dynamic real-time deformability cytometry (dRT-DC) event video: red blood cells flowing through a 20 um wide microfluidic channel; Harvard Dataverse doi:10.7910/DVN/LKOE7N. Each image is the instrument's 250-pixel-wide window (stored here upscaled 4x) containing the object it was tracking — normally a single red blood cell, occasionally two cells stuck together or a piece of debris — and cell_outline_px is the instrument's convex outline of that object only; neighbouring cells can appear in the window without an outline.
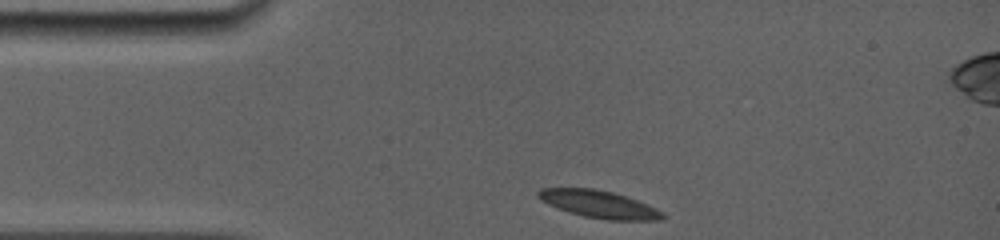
{"species": "common noctule bat (a hibernating species)", "species_latin": "Nyctalus noctula", "temperature_condition": "room temperature", "stored_images_in_passage": 14, "camera_frame_rate_fps": 5000, "um_per_image_px": 0.085, "animal": {"sex": "female", "body_mass_g": 19.0, "forearm_length_mm": 56.7}, "frame": {"image": 1, "passage_image": 1, "time_ms": 0.0, "image_size_px": [1000, 240], "cell_outline_px": [[668, 216], [660, 220], [608, 220], [584, 216], [568, 212], [556, 208], [540, 200], [536, 196], [536, 192], [540, 188], [592, 188], [612, 192], [636, 200], [656, 208], [664, 212]], "centroid_in_image_um": [50.89, 17.36], "position_along_channel_um": 34.1, "area_um2": 19.94}}
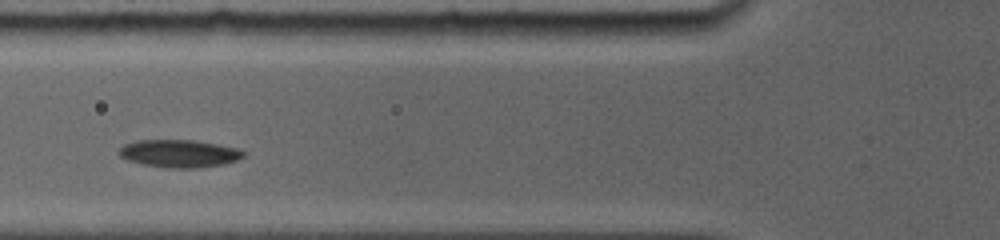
{"frame": {"image": 2, "passage_image": 9, "time_ms": 2.8, "image_size_px": [1000, 240], "cell_outline_px": [[244, 156], [236, 160], [224, 164], [200, 168], [164, 168], [144, 164], [128, 160], [120, 156], [116, 152], [124, 144], [136, 140], [196, 140], [240, 148], [244, 152]], "centroid_in_image_um": [15.24, 13.04], "position_along_channel_um": 110.6, "area_um2": 20.29}}
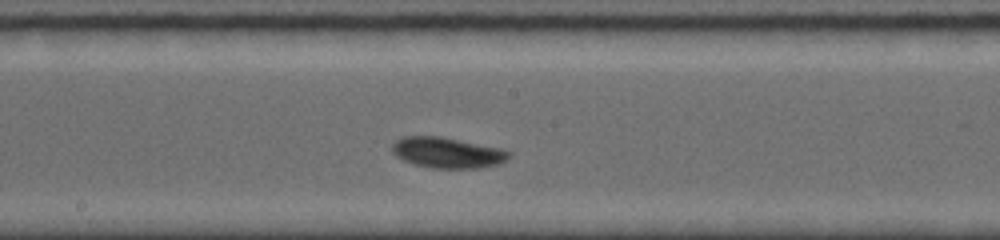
{"frame": {"image": 3, "passage_image": 14, "time_ms": 5.4, "image_size_px": [1000, 240], "cell_outline_px": [[512, 156], [496, 164], [480, 168], [432, 168], [416, 164], [404, 160], [396, 156], [392, 152], [392, 144], [396, 140], [404, 136], [440, 136], [500, 148], [512, 152]], "centroid_in_image_um": [38.02, 12.97], "position_along_channel_um": 210.2, "area_um2": 20.75}}